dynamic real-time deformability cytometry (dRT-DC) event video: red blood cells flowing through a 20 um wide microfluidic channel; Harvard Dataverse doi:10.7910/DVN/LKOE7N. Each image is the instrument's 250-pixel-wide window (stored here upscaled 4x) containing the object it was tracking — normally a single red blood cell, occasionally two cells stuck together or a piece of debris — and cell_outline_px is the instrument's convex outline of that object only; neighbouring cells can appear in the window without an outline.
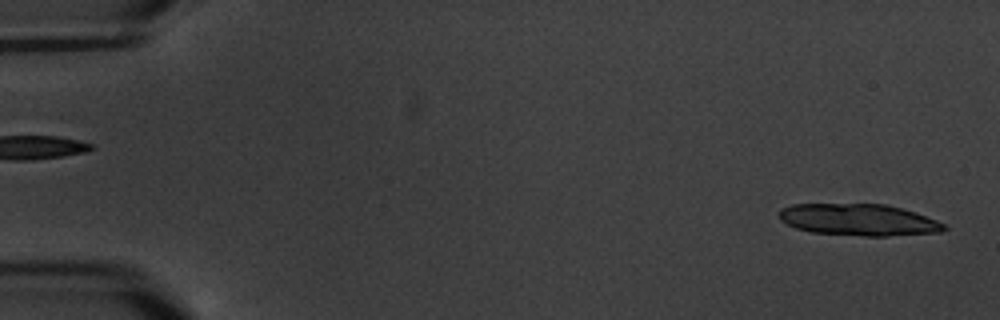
{"species": "common noctule bat (a hibernating species)", "species_latin": "Nyctalus noctula", "temperature_condition": "warm", "stored_images_in_passage": 7, "segment_of_instrument_passage": [2, 2], "camera_frame_rate_fps": 3000, "um_per_image_px": 0.085, "animal": {"sex": "male", "body_mass_g": 20.1, "forearm_length_mm": 53.5}, "frame": {"image": 1, "passage_image": 7, "time_ms": 6.667, "image_size_px": [1000, 320], "cell_outline_px": [[948, 228], [940, 232], [888, 236], [864, 236], [812, 232], [796, 228], [780, 220], [780, 208], [792, 204], [888, 204], [916, 212], [936, 220], [944, 224]], "centroid_in_image_um": [73.0, 18.68], "position_along_channel_um": 12.0, "area_um2": 30.52}}